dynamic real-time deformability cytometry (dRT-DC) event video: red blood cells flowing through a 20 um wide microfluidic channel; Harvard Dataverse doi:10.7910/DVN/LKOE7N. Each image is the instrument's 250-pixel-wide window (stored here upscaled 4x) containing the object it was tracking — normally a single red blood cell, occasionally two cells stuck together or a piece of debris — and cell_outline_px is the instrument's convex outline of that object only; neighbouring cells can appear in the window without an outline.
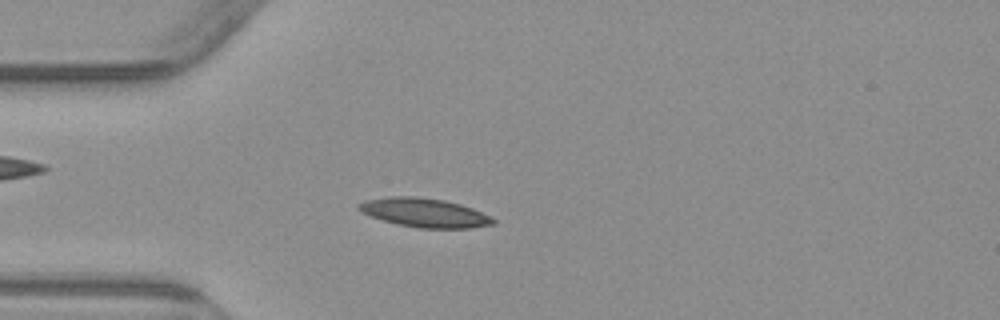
{"species": "common noctule bat (a hibernating species)", "species_latin": "Nyctalus noctula", "temperature_condition": "warm", "stored_images_in_passage": 6, "camera_frame_rate_fps": 3000, "um_per_image_px": 0.085, "animal": {"sex": "male", "body_mass_g": 23.1, "forearm_length_mm": 52.7}, "frame": {"image": 1, "passage_image": 5, "time_ms": 5.0, "image_size_px": [1000, 320], "cell_outline_px": [[496, 224], [468, 228], [420, 228], [396, 224], [360, 212], [356, 208], [356, 204], [364, 200], [388, 196], [416, 196], [444, 200], [460, 204], [472, 208], [496, 220]], "centroid_in_image_um": [36.03, 18.07], "position_along_channel_um": 49.0, "area_um2": 22.72}}